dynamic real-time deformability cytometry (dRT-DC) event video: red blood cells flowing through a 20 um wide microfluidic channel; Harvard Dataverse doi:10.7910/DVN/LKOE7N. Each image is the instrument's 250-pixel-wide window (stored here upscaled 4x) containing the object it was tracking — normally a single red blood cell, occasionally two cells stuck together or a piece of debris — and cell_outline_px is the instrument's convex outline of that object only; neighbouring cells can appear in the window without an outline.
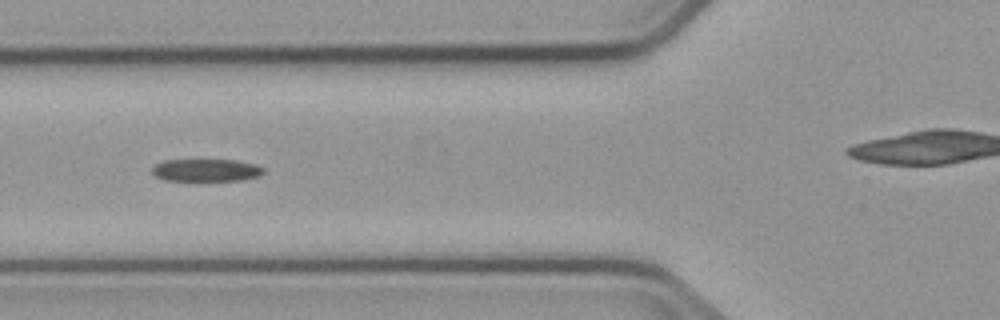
{"species": "common noctule bat (a hibernating species)", "species_latin": "Nyctalus noctula", "temperature_condition": "cold", "stored_images_in_passage": 10, "camera_frame_rate_fps": 3000, "um_per_image_px": 0.085, "animal": {"sex": "male", "body_mass_g": 23.1, "forearm_length_mm": 52.7}, "frame": {"image": 1, "passage_image": 5, "time_ms": 4.667, "image_size_px": [1000, 320], "cell_outline_px": [[264, 172], [260, 176], [240, 180], [164, 180], [156, 176], [152, 172], [152, 168], [156, 164], [164, 160], [236, 160], [256, 164], [264, 168]], "centroid_in_image_um": [17.55, 14.46], "position_along_channel_um": 108.3, "area_um2": 14.51}}
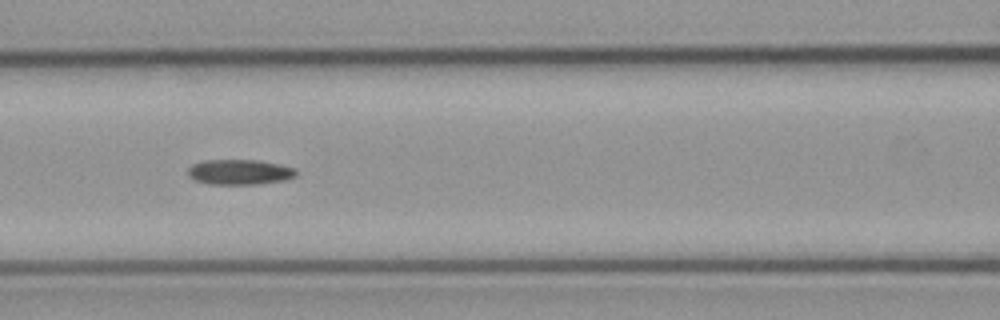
{"frame": {"image": 2, "passage_image": 6, "time_ms": 5.667, "image_size_px": [1000, 320], "cell_outline_px": [[296, 176], [284, 180], [260, 184], [208, 184], [196, 180], [188, 176], [188, 168], [192, 164], [204, 160], [260, 160], [280, 164], [296, 168]], "centroid_in_image_um": [20.37, 14.62], "position_along_channel_um": 146.2, "area_um2": 16.01}}